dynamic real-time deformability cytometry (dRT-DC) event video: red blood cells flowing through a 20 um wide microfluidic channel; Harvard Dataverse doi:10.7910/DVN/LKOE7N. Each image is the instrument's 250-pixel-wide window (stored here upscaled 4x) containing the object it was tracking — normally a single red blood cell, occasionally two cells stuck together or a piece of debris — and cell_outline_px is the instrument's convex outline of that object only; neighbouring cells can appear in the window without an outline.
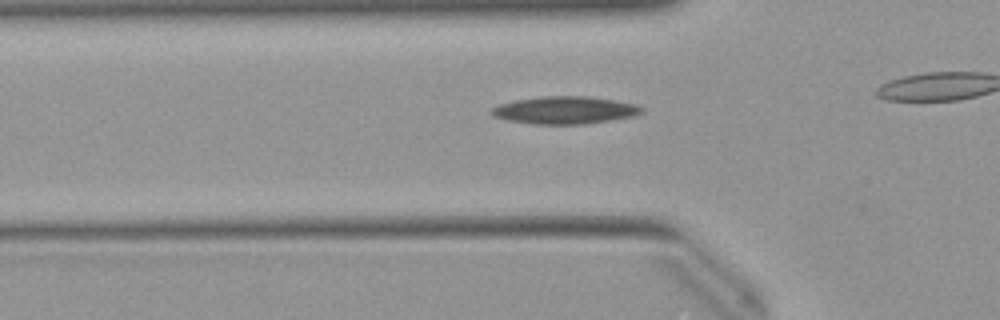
{"species": "Egyptian fruit bat (a non-hibernating species)", "species_latin": "Rousettus aegyptiacus", "temperature_condition": "warm", "stored_images_in_passage": 26, "camera_frame_rate_fps": 3000, "um_per_image_px": 0.085, "animal": {"sex": "female"}, "frame": {"image": 1, "passage_image": 3, "time_ms": 0.667, "image_size_px": [1000, 320], "cell_outline_px": [[644, 112], [632, 116], [612, 120], [584, 124], [532, 124], [508, 120], [492, 116], [492, 108], [500, 104], [516, 100], [544, 96], [588, 96], [616, 100], [636, 104], [644, 108]], "centroid_in_image_um": [48.05, 9.36], "position_along_channel_um": 77.7, "area_um2": 24.04}}
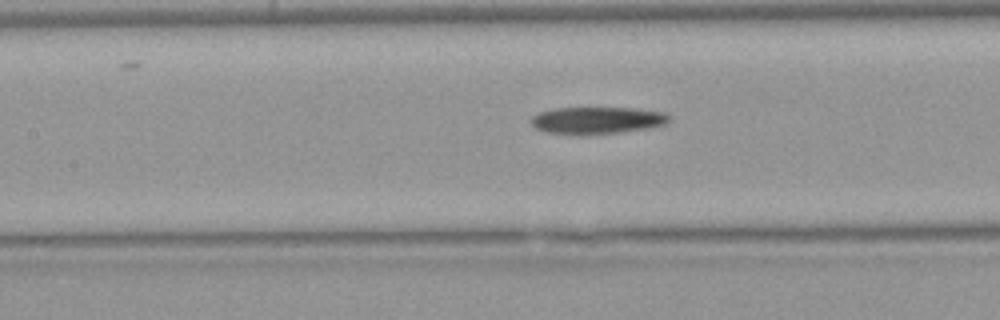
{"frame": {"image": 2, "passage_image": 9, "time_ms": 2.667, "image_size_px": [1000, 320], "cell_outline_px": [[668, 120], [664, 124], [648, 128], [620, 132], [544, 132], [536, 128], [532, 124], [532, 116], [540, 112], [552, 108], [632, 108], [664, 112], [668, 116]], "centroid_in_image_um": [50.76, 10.18], "position_along_channel_um": 156.6, "area_um2": 20.75}}
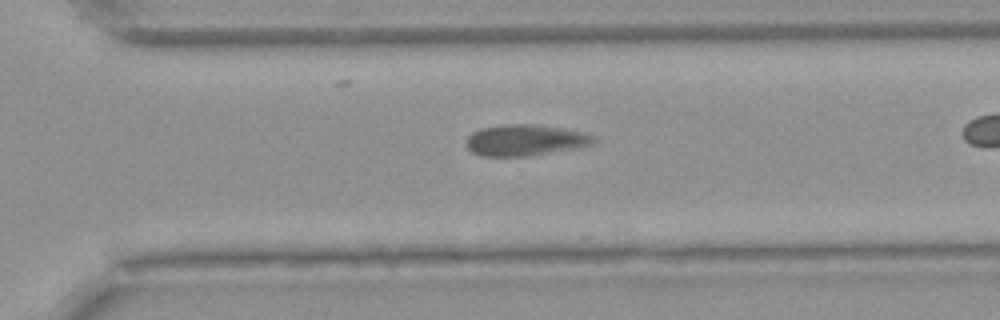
{"frame": {"image": 3, "passage_image": 22, "time_ms": 7.0, "image_size_px": [1000, 320], "cell_outline_px": [[596, 140], [592, 144], [580, 148], [528, 156], [480, 156], [472, 152], [468, 148], [464, 140], [472, 132], [480, 128], [500, 124], [536, 124], [564, 128], [584, 132], [596, 136]], "centroid_in_image_um": [44.65, 11.91], "position_along_channel_um": 326.0, "area_um2": 23.64}}